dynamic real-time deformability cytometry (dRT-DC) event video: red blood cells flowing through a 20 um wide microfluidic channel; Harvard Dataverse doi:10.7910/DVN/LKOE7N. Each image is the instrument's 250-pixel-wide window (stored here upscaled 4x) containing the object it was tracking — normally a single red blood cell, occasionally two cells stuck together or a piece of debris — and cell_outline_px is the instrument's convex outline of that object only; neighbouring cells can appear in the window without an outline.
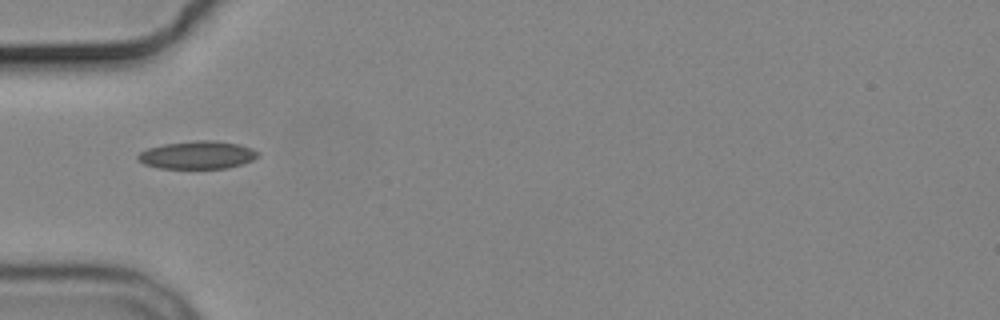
{"species": "common noctule bat (a hibernating species)", "species_latin": "Nyctalus noctula", "temperature_condition": "cold", "stored_images_in_passage": 12, "camera_frame_rate_fps": 3000, "um_per_image_px": 0.085, "animal": {"sex": "male", "body_mass_g": 19.2, "forearm_length_mm": 51.8}, "frame": {"image": 1, "passage_image": 3, "time_ms": 4.0, "image_size_px": [1000, 320], "cell_outline_px": [[260, 156], [244, 164], [228, 168], [160, 168], [144, 164], [136, 160], [136, 156], [140, 152], [148, 148], [164, 144], [196, 140], [212, 140], [236, 144], [252, 148], [260, 152]], "centroid_in_image_um": [16.79, 13.18], "position_along_channel_um": 68.2, "area_um2": 19.59}}
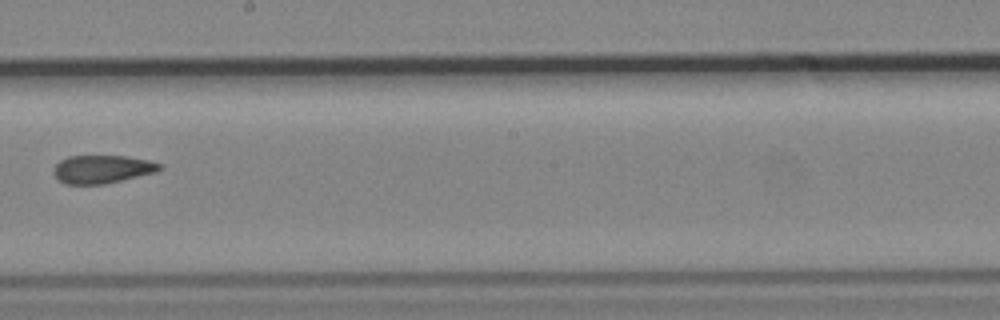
{"frame": {"image": 2, "passage_image": 7, "time_ms": 8.667, "image_size_px": [1000, 320], "cell_outline_px": [[164, 168], [156, 172], [104, 184], [64, 184], [52, 172], [56, 164], [60, 160], [68, 156], [128, 156], [148, 160], [164, 164]], "centroid_in_image_um": [8.72, 14.37], "position_along_channel_um": 239.5, "area_um2": 17.46}}
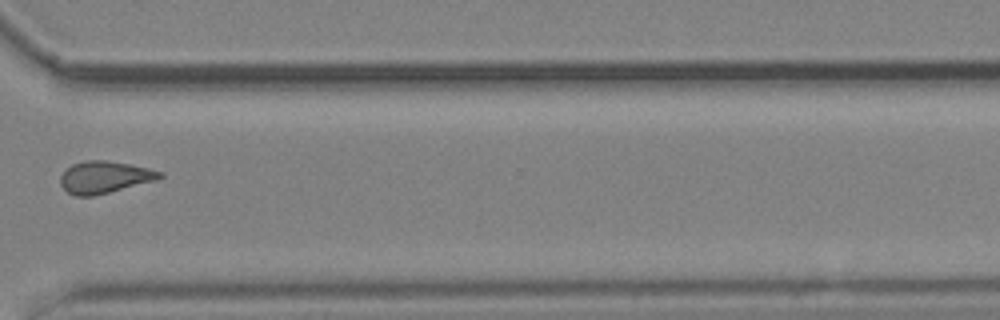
{"frame": {"image": 3, "passage_image": 10, "time_ms": 12.0, "image_size_px": [1000, 320], "cell_outline_px": [[164, 176], [156, 180], [92, 196], [76, 196], [68, 192], [60, 184], [60, 176], [72, 164], [84, 160], [104, 160], [128, 164], [148, 168], [164, 172]], "centroid_in_image_um": [8.88, 15.05], "position_along_channel_um": 361.7, "area_um2": 18.32}, "authors_computed_cell_mechanics": {"area_um2": 18.3515, "velocity_mm_per_s": 3.6745, "shape_relaxation_time_tau1_ms": null, "shape_relaxation_time_tau2_ms": 2.5205, "deformation_change_tau1": null, "deformation_change_tau2": 0.0799}}